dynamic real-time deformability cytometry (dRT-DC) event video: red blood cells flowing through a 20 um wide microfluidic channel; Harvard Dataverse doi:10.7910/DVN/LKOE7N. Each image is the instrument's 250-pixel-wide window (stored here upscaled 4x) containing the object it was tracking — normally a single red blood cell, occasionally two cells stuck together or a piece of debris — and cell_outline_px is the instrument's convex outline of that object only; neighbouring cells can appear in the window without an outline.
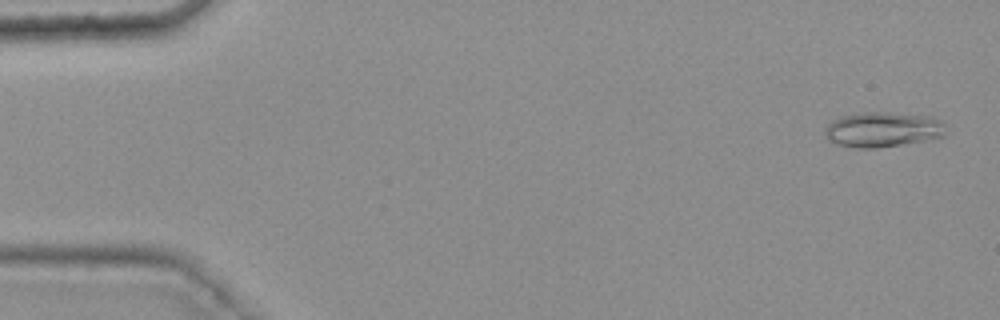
{"species": "common noctule bat (a hibernating species)", "species_latin": "Nyctalus noctula", "temperature_condition": "warm", "stored_images_in_passage": 48, "camera_frame_rate_fps": 3000, "um_per_image_px": 0.085, "animal": {"sex": "female", "body_mass_g": 25.1}, "frame": {"image": 1, "passage_image": 2, "time_ms": 0.333, "image_size_px": [1000, 320], "cell_outline_px": [[944, 136], [924, 140], [880, 148], [856, 148], [836, 144], [828, 140], [824, 132], [824, 128], [832, 120], [840, 116], [864, 112], [888, 112], [932, 116], [940, 120], [944, 124]], "centroid_in_image_um": [74.99, 11.0], "position_along_channel_um": 10.0, "area_um2": 24.85}}
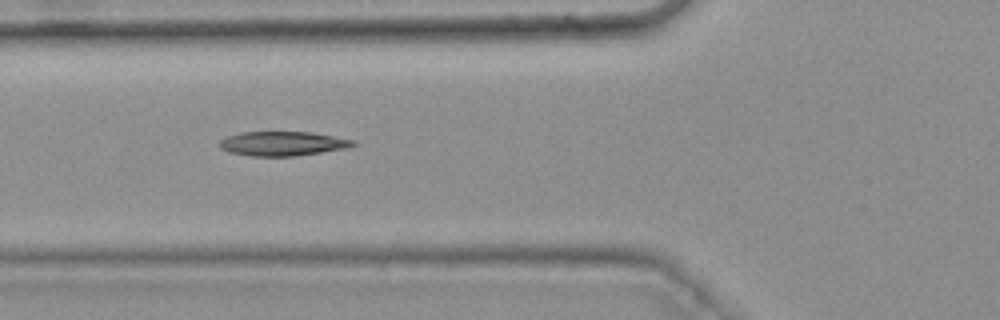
{"frame": {"image": 2, "passage_image": 20, "time_ms": 6.333, "image_size_px": [1000, 320], "cell_outline_px": [[356, 144], [348, 148], [292, 156], [248, 156], [232, 152], [220, 148], [220, 140], [228, 136], [240, 132], [312, 132], [356, 140]], "centroid_in_image_um": [24.05, 12.2], "position_along_channel_um": 101.8, "area_um2": 18.84}}
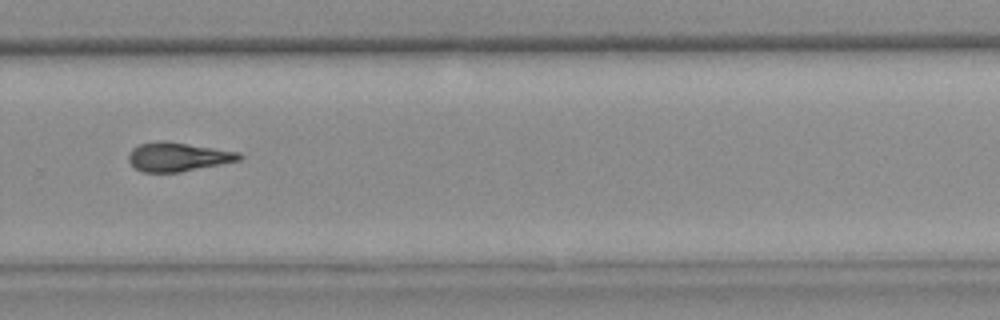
{"frame": {"image": 3, "passage_image": 37, "time_ms": 12.0, "image_size_px": [1000, 320], "cell_outline_px": [[244, 156], [240, 160], [180, 172], [140, 172], [128, 160], [128, 152], [132, 148], [140, 144], [156, 140], [164, 140], [240, 152]], "centroid_in_image_um": [15.1, 13.32], "position_along_channel_um": 314.7, "area_um2": 18.73}, "authors_computed_cell_mechanics": {"area_um2": 18.8428, "velocity_mm_per_s": 3.7688, "shape_relaxation_time_tau1_ms": null, "shape_relaxation_time_tau2_ms": 5.5759, "deformation_change_tau1": null, "deformation_change_tau2": 0.1535}}